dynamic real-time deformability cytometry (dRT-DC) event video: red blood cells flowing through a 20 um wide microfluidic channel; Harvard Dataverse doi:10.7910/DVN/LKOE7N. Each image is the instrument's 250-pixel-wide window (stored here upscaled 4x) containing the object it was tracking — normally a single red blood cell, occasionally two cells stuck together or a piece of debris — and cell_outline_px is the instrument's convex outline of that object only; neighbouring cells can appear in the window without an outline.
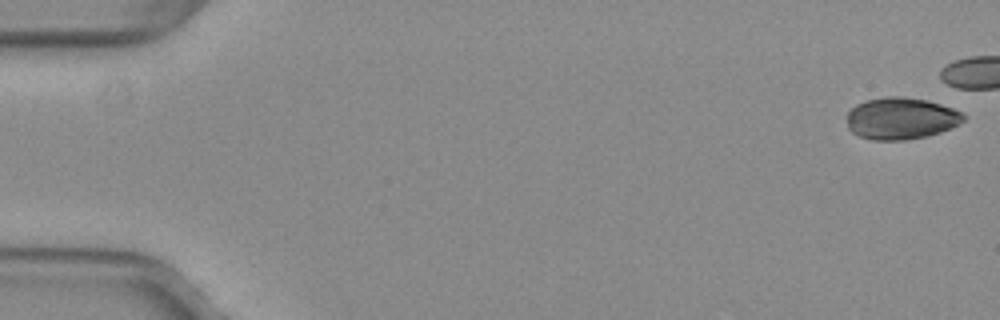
{"species": "common noctule bat (a hibernating species)", "species_latin": "Nyctalus noctula", "temperature_condition": "warm", "stored_images_in_passage": 23, "camera_frame_rate_fps": 3000, "um_per_image_px": 0.085, "animal": {"sex": "female", "body_mass_g": 29.2, "forearm_length_mm": 56.3}, "frame": {"image": 1, "passage_image": 1, "time_ms": 0.0, "image_size_px": [1000, 320], "cell_outline_px": [[964, 120], [960, 124], [940, 132], [928, 136], [904, 140], [872, 140], [860, 136], [852, 132], [848, 128], [844, 116], [856, 104], [864, 100], [888, 96], [904, 96], [928, 100], [952, 108], [960, 112], [964, 116]], "centroid_in_image_um": [76.54, 10.06], "position_along_channel_um": 8.5, "area_um2": 28.73}}